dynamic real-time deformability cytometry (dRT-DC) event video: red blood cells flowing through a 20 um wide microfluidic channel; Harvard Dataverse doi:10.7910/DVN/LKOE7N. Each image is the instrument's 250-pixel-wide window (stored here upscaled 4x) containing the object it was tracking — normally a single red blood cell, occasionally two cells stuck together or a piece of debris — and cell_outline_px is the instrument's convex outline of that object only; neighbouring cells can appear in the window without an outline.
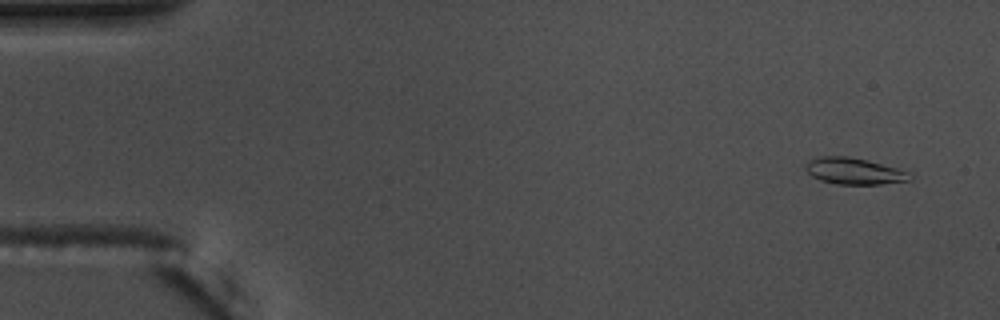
{"species": "common noctule bat (a hibernating species)", "species_latin": "Nyctalus noctula", "temperature_condition": "warm", "stored_images_in_passage": 56, "camera_frame_rate_fps": 3000, "um_per_image_px": 0.085, "animal": {"sex": "male", "body_mass_g": 17.5, "forearm_length_mm": 52.3}, "frame": {"image": 1, "passage_image": 4, "time_ms": 1.0, "image_size_px": [1000, 320], "cell_outline_px": [[912, 180], [880, 184], [836, 184], [820, 180], [812, 176], [804, 168], [804, 164], [808, 160], [820, 156], [848, 156], [868, 160], [896, 168], [908, 172], [912, 176]], "centroid_in_image_um": [72.56, 14.54], "position_along_channel_um": 12.4, "area_um2": 16.13}}
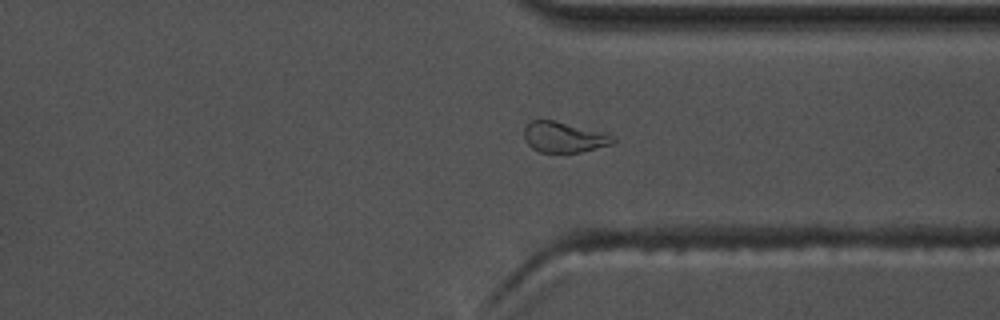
{"frame": {"image": 2, "passage_image": 43, "time_ms": 14.0, "image_size_px": [1000, 320], "cell_outline_px": [[616, 140], [612, 144], [580, 152], [540, 152], [532, 148], [524, 140], [524, 128], [532, 120], [556, 120], [616, 136]], "centroid_in_image_um": [47.92, 11.65], "position_along_channel_um": 363.5, "area_um2": 15.78}}
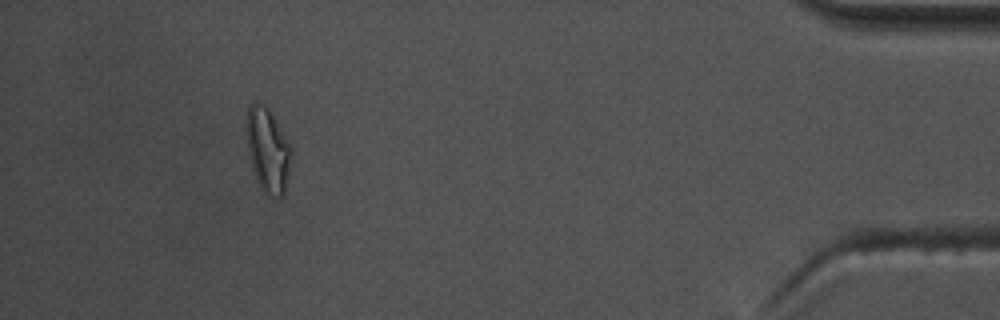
{"frame": {"image": 3, "passage_image": 52, "time_ms": 17.0, "image_size_px": [1000, 320], "cell_outline_px": [[292, 160], [284, 196], [280, 196], [264, 192], [260, 188], [252, 168], [248, 152], [244, 124], [248, 104], [256, 100], [268, 108], [292, 148]], "centroid_in_image_um": [22.74, 12.71], "position_along_channel_um": 412.5, "area_um2": 22.37}, "authors_computed_cell_mechanics": {"area_um2": 15.5771, "velocity_mm_per_s": 3.6752, "shape_relaxation_time_tau1_ms": 9.0654, "shape_relaxation_time_tau2_ms": 3.0219, "deformation_change_tau1": 0.2067, "deformation_change_tau2": 0.0961}}